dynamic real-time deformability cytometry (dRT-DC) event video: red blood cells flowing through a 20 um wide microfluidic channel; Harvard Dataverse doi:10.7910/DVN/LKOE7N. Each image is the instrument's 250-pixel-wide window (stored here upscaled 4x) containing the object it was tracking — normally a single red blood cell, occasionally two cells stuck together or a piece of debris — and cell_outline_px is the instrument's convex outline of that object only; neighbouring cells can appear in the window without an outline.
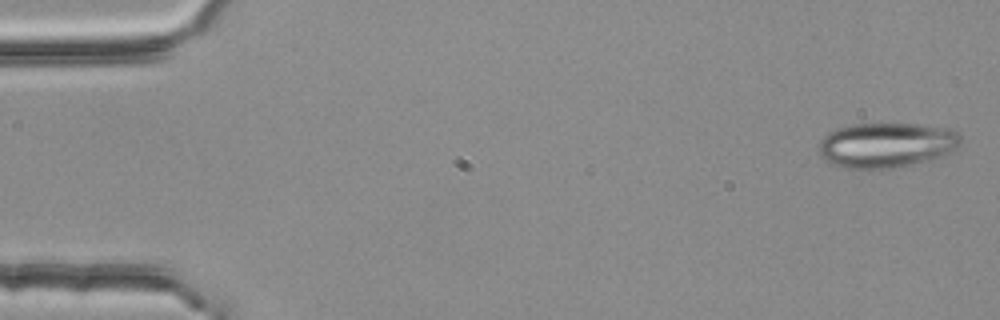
{"species": "common noctule bat (a hibernating species)", "species_latin": "Nyctalus noctula", "temperature_condition": "room temperature", "stored_images_in_passage": 3, "camera_frame_rate_fps": 3000, "um_per_image_px": 0.085, "animal": {"sex": "female", "body_mass_g": 25.1}, "frame": {"image": 1, "passage_image": 1, "time_ms": 0.0, "image_size_px": [1000, 320], "cell_outline_px": [[960, 144], [956, 148], [944, 156], [928, 160], [892, 168], [848, 168], [832, 164], [824, 160], [820, 156], [816, 148], [820, 140], [828, 132], [836, 128], [852, 124], [916, 124], [952, 128], [960, 132]], "centroid_in_image_um": [75.33, 12.31], "position_along_channel_um": 9.7, "area_um2": 37.51}}